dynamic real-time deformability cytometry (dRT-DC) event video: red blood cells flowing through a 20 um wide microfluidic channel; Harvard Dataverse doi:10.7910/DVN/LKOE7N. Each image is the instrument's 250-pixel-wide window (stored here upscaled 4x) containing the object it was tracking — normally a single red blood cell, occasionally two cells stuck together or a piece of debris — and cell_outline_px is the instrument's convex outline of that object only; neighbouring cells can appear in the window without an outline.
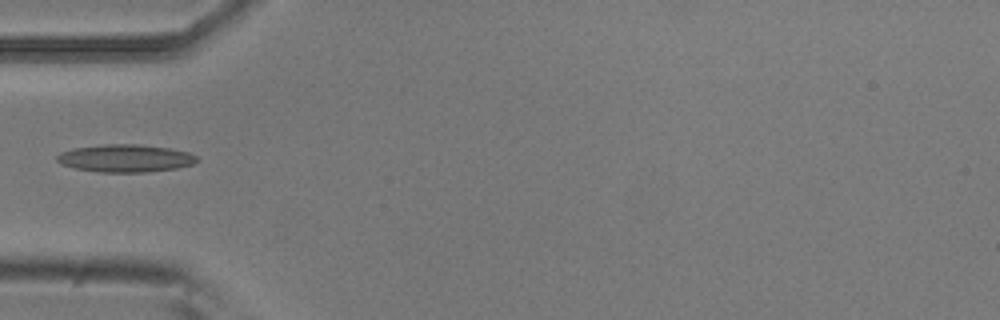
{"species": "common noctule bat (a hibernating species)", "species_latin": "Nyctalus noctula", "temperature_condition": "room temperature", "stored_images_in_passage": 5, "camera_frame_rate_fps": 3000, "um_per_image_px": 0.085, "animal": {"sex": "male", "body_mass_g": 20.5, "forearm_length_mm": 52.5}, "frame": {"image": 1, "passage_image": 4, "time_ms": 1.0, "image_size_px": [1000, 320], "cell_outline_px": [[196, 160], [192, 164], [176, 168], [148, 172], [100, 172], [76, 168], [60, 164], [56, 160], [56, 156], [60, 152], [72, 148], [104, 144], [136, 144], [168, 148], [188, 152], [196, 156]], "centroid_in_image_um": [10.6, 13.45], "position_along_channel_um": 74.4, "area_um2": 22.43}}
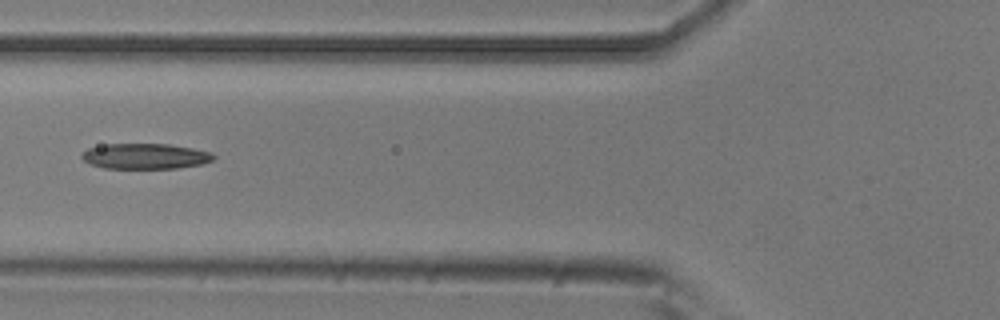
{"frame": {"image": 2, "passage_image": 5, "time_ms": 1.333, "image_size_px": [1000, 320], "cell_outline_px": [[216, 156], [212, 160], [200, 164], [176, 168], [104, 168], [92, 164], [84, 160], [80, 156], [80, 152], [88, 148], [108, 144], [168, 144], [192, 148], [212, 152]], "centroid_in_image_um": [12.33, 13.27], "position_along_channel_um": 113.5, "area_um2": 19.48}}